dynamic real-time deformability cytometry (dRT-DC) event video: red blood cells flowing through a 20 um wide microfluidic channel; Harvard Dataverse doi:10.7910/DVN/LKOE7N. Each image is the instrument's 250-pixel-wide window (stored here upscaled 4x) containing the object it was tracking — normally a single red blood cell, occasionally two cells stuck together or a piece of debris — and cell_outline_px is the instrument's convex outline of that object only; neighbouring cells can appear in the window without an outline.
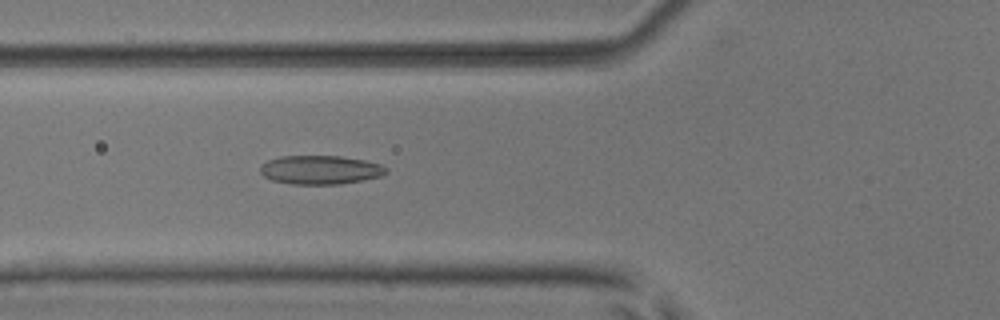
{"species": "common noctule bat (a hibernating species)", "species_latin": "Nyctalus noctula", "temperature_condition": "room temperature", "stored_images_in_passage": 52, "camera_frame_rate_fps": 3000, "um_per_image_px": 0.085, "animal": {"sex": "male", "body_mass_g": 17.9, "forearm_length_mm": 54.2}, "frame": {"image": 1, "passage_image": 20, "time_ms": 6.333, "image_size_px": [1000, 320], "cell_outline_px": [[388, 172], [380, 176], [340, 184], [292, 184], [272, 180], [264, 176], [260, 172], [260, 168], [268, 160], [280, 156], [340, 156], [364, 160], [380, 164], [388, 168]], "centroid_in_image_um": [27.23, 14.43], "position_along_channel_um": 98.6, "area_um2": 20.98}}
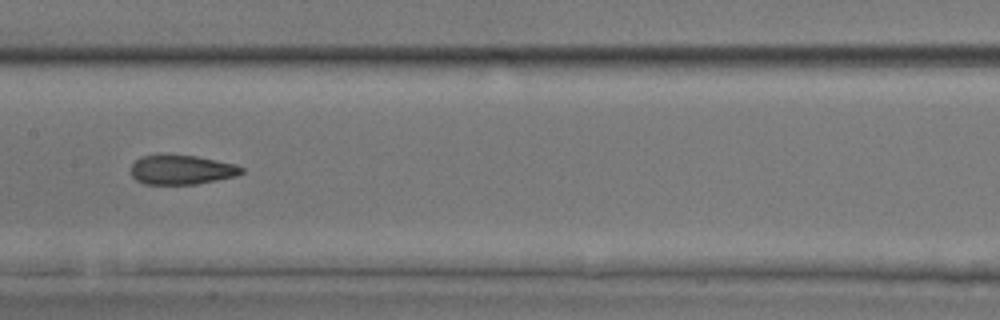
{"frame": {"image": 2, "passage_image": 27, "time_ms": 8.667, "image_size_px": [1000, 320], "cell_outline_px": [[244, 172], [236, 176], [196, 184], [144, 184], [136, 180], [132, 176], [132, 164], [140, 156], [160, 152], [196, 156], [236, 164], [244, 168]], "centroid_in_image_um": [15.41, 14.39], "position_along_channel_um": 192.0, "area_um2": 19.48}}
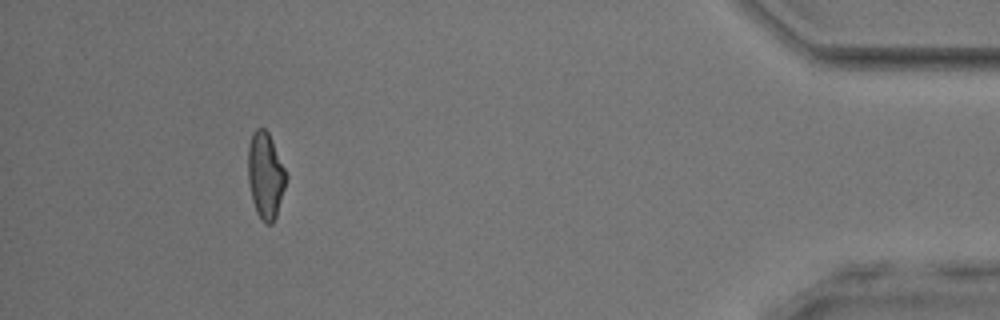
{"frame": {"image": 3, "passage_image": 48, "time_ms": 15.667, "image_size_px": [1000, 320], "cell_outline_px": [[288, 176], [276, 216], [272, 224], [264, 224], [260, 220], [256, 212], [252, 200], [248, 180], [248, 144], [252, 132], [256, 128], [264, 128], [268, 132], [272, 140]], "centroid_in_image_um": [22.55, 14.92], "position_along_channel_um": 412.6, "area_um2": 19.31}, "authors_computed_cell_mechanics": {"area_um2": 19.6809, "velocity_mm_per_s": 4.0031, "shape_relaxation_time_tau1_ms": 8.7131, "shape_relaxation_time_tau2_ms": 1.654, "deformation_change_tau1": 0.2062, "deformation_change_tau2": 0.0918}}